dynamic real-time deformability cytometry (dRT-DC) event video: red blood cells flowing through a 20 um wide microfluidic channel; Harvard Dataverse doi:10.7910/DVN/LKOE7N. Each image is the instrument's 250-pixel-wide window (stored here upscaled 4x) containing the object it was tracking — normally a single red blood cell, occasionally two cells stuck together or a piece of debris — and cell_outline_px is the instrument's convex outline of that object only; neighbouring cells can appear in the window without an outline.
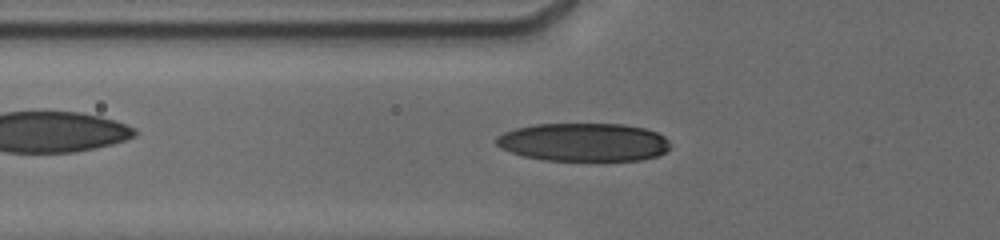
{"species": "human", "species_latin": "Homo sapiens", "temperature_condition": "cold", "stored_images_in_passage": 23, "camera_frame_rate_fps": 3000, "um_per_image_px": 0.085, "donor": {"sex": "male"}, "frame": {"image": 1, "passage_image": 3, "time_ms": 0.333, "image_size_px": [1000, 240], "cell_outline_px": [[672, 148], [656, 156], [640, 160], [544, 160], [524, 156], [500, 148], [496, 144], [496, 136], [504, 132], [516, 128], [536, 124], [624, 124], [644, 128], [656, 132], [664, 136], [672, 144]], "centroid_in_image_um": [49.63, 12.08], "position_along_channel_um": 76.2, "area_um2": 38.84}}
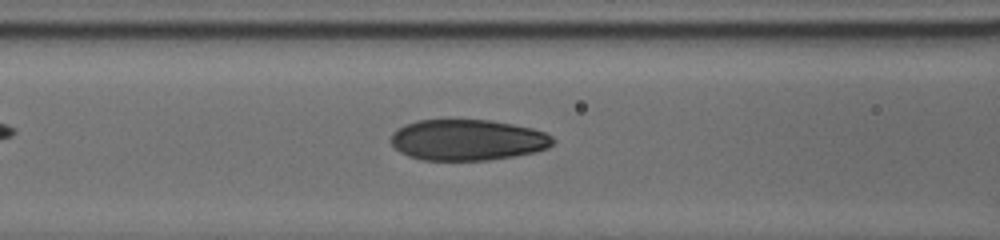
{"frame": {"image": 2, "passage_image": 12, "time_ms": 1.667, "image_size_px": [1000, 240], "cell_outline_px": [[556, 144], [548, 148], [536, 152], [488, 160], [424, 160], [408, 156], [400, 152], [392, 144], [392, 132], [396, 128], [404, 124], [416, 120], [492, 120], [532, 128], [544, 132], [552, 136], [556, 140]], "centroid_in_image_um": [39.76, 11.89], "position_along_channel_um": 126.8, "area_um2": 38.9}}
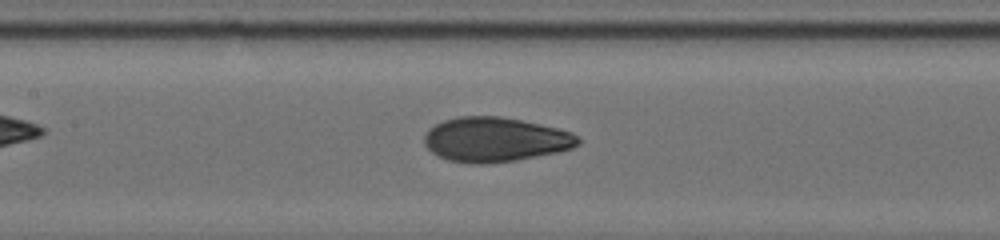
{"frame": {"image": 3, "passage_image": 18, "time_ms": 2.667, "image_size_px": [1000, 240], "cell_outline_px": [[580, 144], [572, 148], [560, 152], [516, 160], [484, 164], [472, 164], [448, 160], [432, 152], [424, 144], [424, 136], [428, 128], [444, 120], [460, 116], [500, 116], [520, 120], [556, 128], [572, 132], [580, 136]], "centroid_in_image_um": [42.1, 11.87], "position_along_channel_um": 165.3, "area_um2": 40.0}}